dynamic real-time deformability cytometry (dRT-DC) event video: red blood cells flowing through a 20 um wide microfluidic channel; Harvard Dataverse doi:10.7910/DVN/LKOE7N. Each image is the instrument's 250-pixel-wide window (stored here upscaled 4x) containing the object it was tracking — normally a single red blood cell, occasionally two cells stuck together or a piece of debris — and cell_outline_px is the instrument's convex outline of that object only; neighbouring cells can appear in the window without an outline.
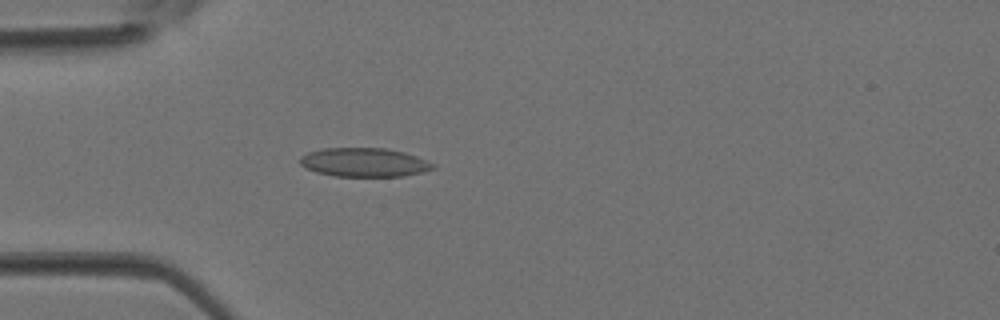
{"species": "Egyptian fruit bat (a non-hibernating species)", "species_latin": "Rousettus aegyptiacus", "temperature_condition": "room temperature", "stored_images_in_passage": 3, "camera_frame_rate_fps": 3000, "um_per_image_px": 0.085, "animal": {"sex": "female"}, "frame": {"image": 1, "passage_image": 3, "time_ms": 0.667, "image_size_px": [1000, 320], "cell_outline_px": [[436, 168], [424, 172], [404, 176], [336, 176], [316, 172], [304, 168], [300, 164], [300, 156], [308, 152], [324, 148], [384, 148], [404, 152], [416, 156], [436, 164]], "centroid_in_image_um": [30.97, 13.8], "position_along_channel_um": 54.0, "area_um2": 22.48}}